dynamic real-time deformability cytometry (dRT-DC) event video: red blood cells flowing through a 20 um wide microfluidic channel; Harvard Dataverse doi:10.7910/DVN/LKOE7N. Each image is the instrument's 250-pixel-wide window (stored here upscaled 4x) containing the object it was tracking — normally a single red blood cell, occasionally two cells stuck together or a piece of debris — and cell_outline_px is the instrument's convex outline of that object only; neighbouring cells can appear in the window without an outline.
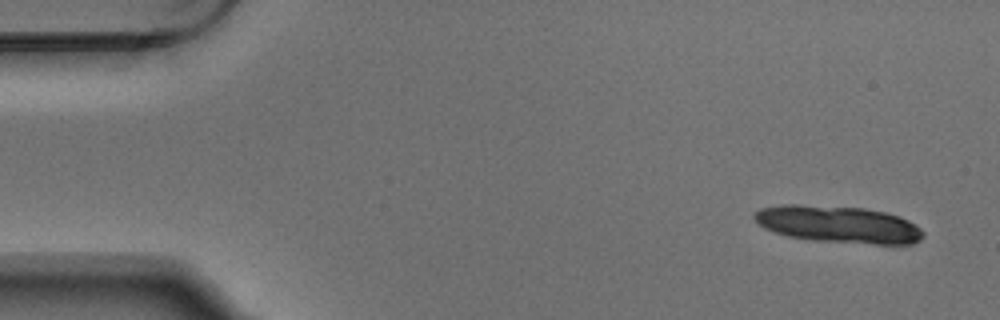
{"species": "Egyptian fruit bat (a non-hibernating species)", "species_latin": "Rousettus aegyptiacus", "temperature_condition": "warm", "stored_images_in_passage": 3, "camera_frame_rate_fps": 3000, "um_per_image_px": 0.085, "animal": {"sex": "male"}, "frame": {"image": 1, "passage_image": 1, "time_ms": 0.0, "image_size_px": [1000, 320], "cell_outline_px": [[924, 236], [920, 240], [912, 244], [872, 244], [812, 240], [788, 236], [764, 228], [752, 216], [760, 208], [780, 204], [800, 204], [864, 208], [884, 212], [908, 220], [916, 224], [924, 232]], "centroid_in_image_um": [71.27, 19.07], "position_along_channel_um": 13.7, "area_um2": 36.47}}